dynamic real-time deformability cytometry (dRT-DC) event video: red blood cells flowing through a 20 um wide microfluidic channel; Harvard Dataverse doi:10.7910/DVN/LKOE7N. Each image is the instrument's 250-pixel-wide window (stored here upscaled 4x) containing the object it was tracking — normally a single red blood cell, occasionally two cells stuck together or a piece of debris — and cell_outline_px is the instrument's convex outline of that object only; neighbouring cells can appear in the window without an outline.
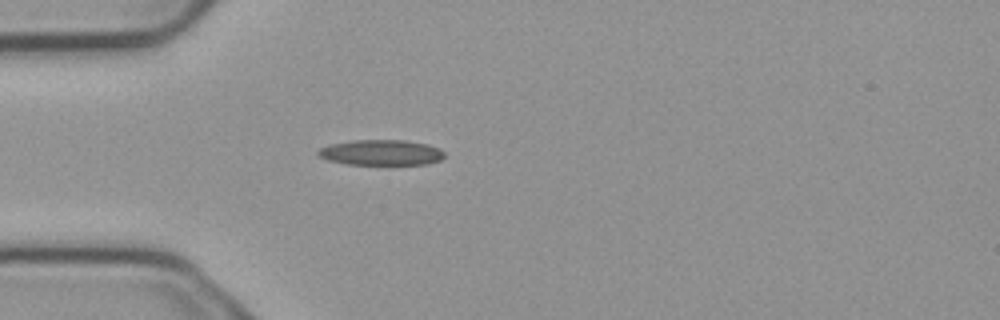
{"species": "common noctule bat (a hibernating species)", "species_latin": "Nyctalus noctula", "temperature_condition": "cold", "stored_images_in_passage": 4, "camera_frame_rate_fps": 3000, "um_per_image_px": 0.085, "animal": {"sex": "male", "body_mass_g": 23.1, "forearm_length_mm": 52.7}, "frame": {"image": 1, "passage_image": 4, "time_ms": 1.0, "image_size_px": [1000, 320], "cell_outline_px": [[444, 156], [440, 160], [428, 164], [348, 164], [328, 160], [320, 156], [316, 152], [320, 148], [332, 144], [352, 140], [404, 140], [428, 144], [440, 148], [444, 152]], "centroid_in_image_um": [32.43, 12.96], "position_along_channel_um": 52.6, "area_um2": 18.67}}